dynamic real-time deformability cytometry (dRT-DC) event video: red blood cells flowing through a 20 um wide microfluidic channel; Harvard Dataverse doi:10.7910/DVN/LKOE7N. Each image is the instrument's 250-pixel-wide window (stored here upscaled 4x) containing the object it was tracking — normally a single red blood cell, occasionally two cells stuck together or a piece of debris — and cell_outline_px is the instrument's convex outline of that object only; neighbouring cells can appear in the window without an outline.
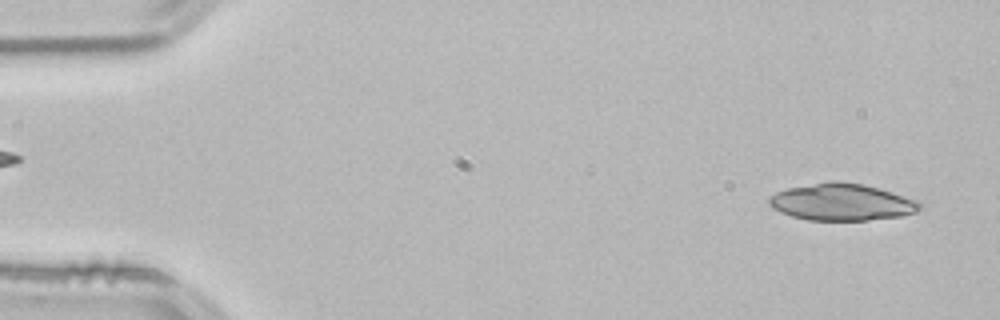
{"species": "common noctule bat (a hibernating species)", "species_latin": "Nyctalus noctula", "temperature_condition": "room temperature", "stored_images_in_passage": 51, "camera_frame_rate_fps": 3000, "um_per_image_px": 0.085, "animal": {"sex": "male", "body_mass_g": 21.5, "forearm_length_mm": 52.0}, "frame": {"image": 1, "passage_image": 2, "time_ms": 0.333, "image_size_px": [1000, 320], "cell_outline_px": [[920, 208], [916, 212], [900, 216], [868, 220], [808, 220], [792, 216], [780, 212], [772, 208], [768, 204], [768, 196], [776, 192], [788, 188], [828, 180], [840, 180], [864, 184], [892, 192], [916, 200], [920, 204]], "centroid_in_image_um": [71.49, 17.16], "position_along_channel_um": 13.5, "area_um2": 32.54}}